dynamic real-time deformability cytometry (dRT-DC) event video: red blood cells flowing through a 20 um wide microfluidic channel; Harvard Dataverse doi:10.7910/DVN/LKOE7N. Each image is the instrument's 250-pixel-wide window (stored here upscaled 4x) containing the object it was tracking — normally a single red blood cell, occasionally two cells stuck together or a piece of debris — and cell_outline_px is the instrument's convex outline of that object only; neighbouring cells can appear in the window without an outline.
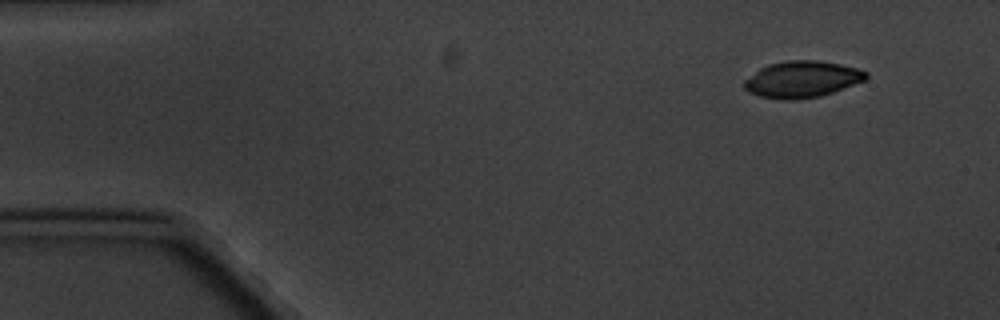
{"species": "common noctule bat (a hibernating species)", "species_latin": "Nyctalus noctula", "temperature_condition": "cold", "stored_images_in_passage": 7, "camera_frame_rate_fps": 3000, "um_per_image_px": 0.085, "animal": {"sex": "male", "body_mass_g": 20.1, "forearm_length_mm": 53.5}, "frame": {"image": 1, "passage_image": 1, "time_ms": 0.0, "image_size_px": [1000, 320], "cell_outline_px": [[868, 76], [864, 80], [832, 92], [820, 96], [796, 100], [788, 100], [760, 96], [748, 92], [744, 88], [744, 80], [760, 68], [768, 64], [788, 60], [816, 60], [840, 64], [856, 68], [868, 72]], "centroid_in_image_um": [68.15, 6.74], "position_along_channel_um": 16.9, "area_um2": 25.72}}
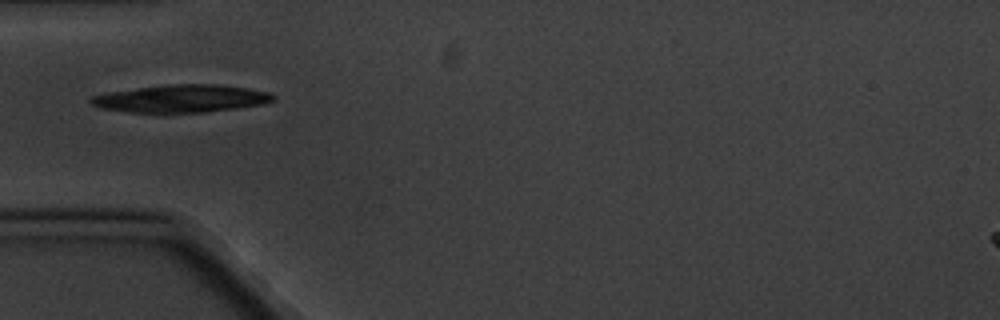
{"frame": {"image": 2, "passage_image": 4, "time_ms": 4.333, "image_size_px": [1000, 320], "cell_outline_px": [[276, 100], [264, 104], [236, 108], [204, 112], [128, 112], [100, 108], [92, 104], [88, 100], [92, 96], [108, 92], [136, 88], [168, 84], [212, 84], [248, 88], [272, 92], [276, 96]], "centroid_in_image_um": [15.45, 8.37], "position_along_channel_um": 69.6, "area_um2": 29.36}}